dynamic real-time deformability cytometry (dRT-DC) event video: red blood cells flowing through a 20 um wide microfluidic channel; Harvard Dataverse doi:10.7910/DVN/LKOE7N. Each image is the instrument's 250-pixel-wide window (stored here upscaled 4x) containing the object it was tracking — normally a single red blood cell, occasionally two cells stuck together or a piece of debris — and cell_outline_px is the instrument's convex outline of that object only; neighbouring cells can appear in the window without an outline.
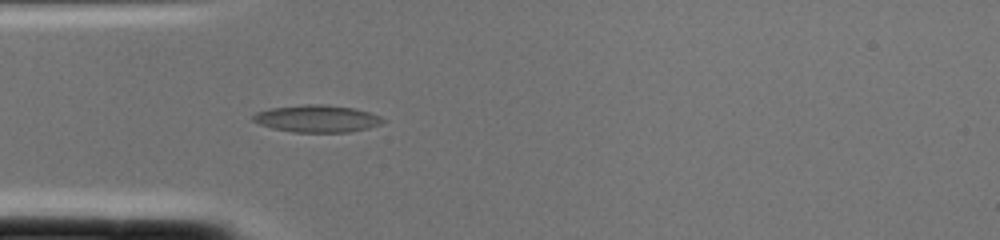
{"species": "common noctule bat (a hibernating species)", "species_latin": "Nyctalus noctula", "temperature_condition": "cold", "stored_images_in_passage": 1, "camera_frame_rate_fps": 3000, "um_per_image_px": 0.085, "animal": {"sex": "female", "body_mass_g": 22.0, "forearm_length_mm": 56.7}, "frame": {"image": 1, "passage_image": 1, "time_ms": 0.0, "image_size_px": [1000, 240], "cell_outline_px": [[388, 120], [380, 124], [368, 128], [348, 132], [292, 132], [272, 128], [260, 124], [252, 120], [252, 116], [256, 112], [272, 108], [304, 104], [324, 104], [352, 108], [368, 112], [380, 116]], "centroid_in_image_um": [26.95, 10.08], "position_along_channel_um": 58.1, "area_um2": 20.52}}